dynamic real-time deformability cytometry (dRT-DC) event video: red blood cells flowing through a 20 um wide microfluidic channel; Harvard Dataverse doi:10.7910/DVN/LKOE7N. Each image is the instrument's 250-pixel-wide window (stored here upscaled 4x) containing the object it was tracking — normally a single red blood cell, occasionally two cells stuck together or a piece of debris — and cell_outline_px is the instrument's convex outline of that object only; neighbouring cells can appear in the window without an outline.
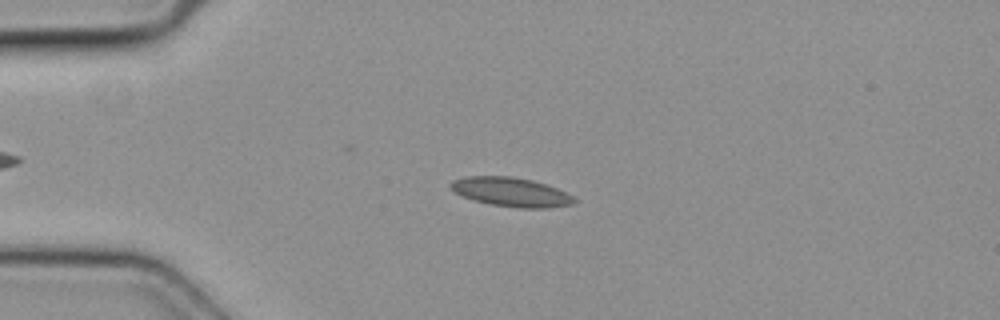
{"species": "common noctule bat (a hibernating species)", "species_latin": "Nyctalus noctula", "temperature_condition": "cold", "stored_images_in_passage": 3, "camera_frame_rate_fps": 3000, "um_per_image_px": 0.085, "animal": {"sex": "female", "body_mass_g": 19.3, "forearm_length_mm": 54.1}, "frame": {"image": 1, "passage_image": 2, "time_ms": 0.333, "image_size_px": [1000, 320], "cell_outline_px": [[576, 200], [572, 204], [548, 208], [516, 208], [492, 204], [476, 200], [464, 196], [456, 192], [448, 184], [452, 180], [468, 176], [512, 176], [532, 180], [556, 188], [572, 196]], "centroid_in_image_um": [43.44, 16.32], "position_along_channel_um": 41.6, "area_um2": 20.63}}